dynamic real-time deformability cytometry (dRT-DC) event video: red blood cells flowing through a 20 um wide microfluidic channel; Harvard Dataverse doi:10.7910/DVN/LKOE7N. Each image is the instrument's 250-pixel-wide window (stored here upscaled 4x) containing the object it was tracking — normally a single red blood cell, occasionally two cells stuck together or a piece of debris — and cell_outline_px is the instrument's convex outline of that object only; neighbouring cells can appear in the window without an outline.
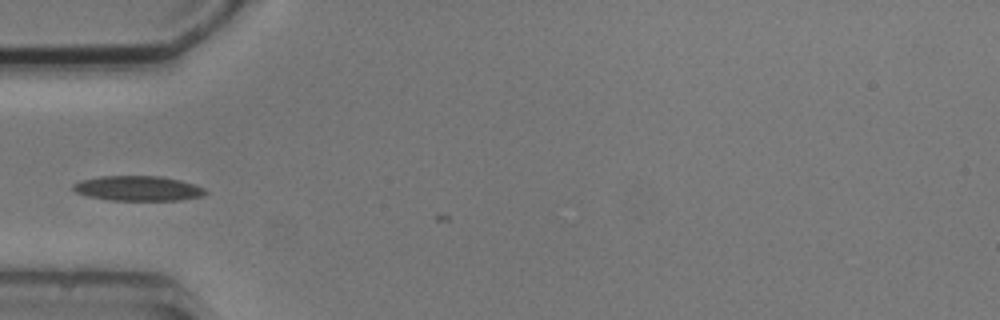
{"species": "common noctule bat (a hibernating species)", "species_latin": "Nyctalus noctula", "temperature_condition": "cold", "stored_images_in_passage": 5, "camera_frame_rate_fps": 3000, "um_per_image_px": 0.085, "animal": {"sex": "male", "body_mass_g": 20.5, "forearm_length_mm": 52.5}, "frame": {"image": 1, "passage_image": 1, "time_ms": 0.0, "image_size_px": [1000, 320], "cell_outline_px": [[208, 192], [204, 196], [180, 200], [108, 200], [88, 196], [76, 192], [72, 188], [72, 184], [80, 180], [100, 176], [160, 176], [180, 180], [204, 188]], "centroid_in_image_um": [11.72, 16.01], "position_along_channel_um": 73.3, "area_um2": 19.25}}